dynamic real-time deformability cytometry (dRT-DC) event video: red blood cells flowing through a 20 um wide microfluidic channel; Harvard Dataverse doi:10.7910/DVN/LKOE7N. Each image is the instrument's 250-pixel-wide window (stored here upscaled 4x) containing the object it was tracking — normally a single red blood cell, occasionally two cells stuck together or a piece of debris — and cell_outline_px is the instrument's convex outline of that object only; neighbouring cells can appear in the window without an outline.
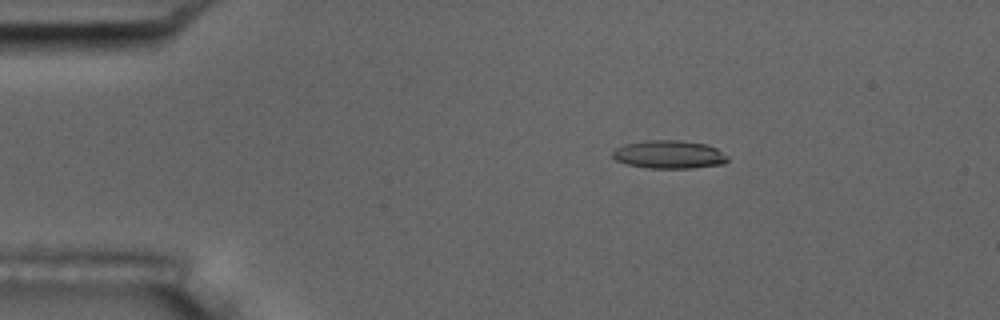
{"species": "common noctule bat (a hibernating species)", "species_latin": "Nyctalus noctula", "temperature_condition": "room temperature", "stored_images_in_passage": 16, "camera_frame_rate_fps": 3000, "um_per_image_px": 0.085, "animal": {"sex": "male", "body_mass_g": 17.5, "forearm_length_mm": 52.3}, "frame": {"image": 1, "passage_image": 7, "time_ms": 2.0, "image_size_px": [1000, 320], "cell_outline_px": [[728, 160], [724, 164], [692, 168], [648, 168], [628, 164], [616, 160], [612, 156], [612, 152], [616, 148], [624, 144], [644, 140], [680, 140], [708, 144], [716, 148], [728, 156]], "centroid_in_image_um": [56.89, 13.12], "position_along_channel_um": 28.1, "area_um2": 19.02}}
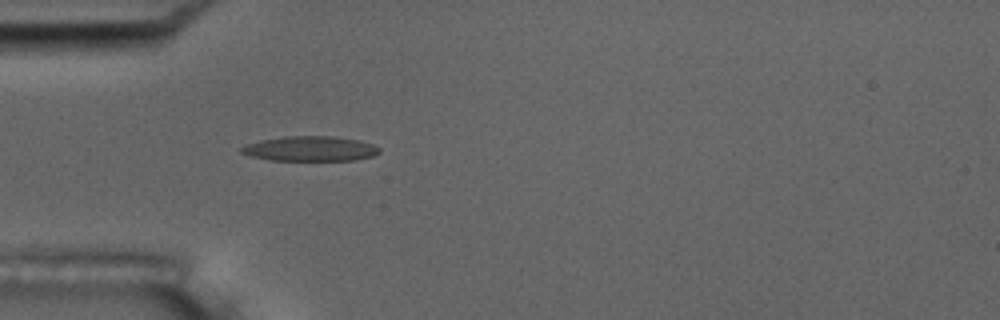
{"frame": {"image": 2, "passage_image": 14, "time_ms": 4.333, "image_size_px": [1000, 320], "cell_outline_px": [[380, 152], [372, 156], [356, 160], [268, 160], [252, 156], [240, 152], [240, 148], [244, 144], [260, 140], [284, 136], [332, 136], [360, 140], [372, 144], [380, 148]], "centroid_in_image_um": [26.35, 12.63], "position_along_channel_um": 58.6, "area_um2": 20.11}}